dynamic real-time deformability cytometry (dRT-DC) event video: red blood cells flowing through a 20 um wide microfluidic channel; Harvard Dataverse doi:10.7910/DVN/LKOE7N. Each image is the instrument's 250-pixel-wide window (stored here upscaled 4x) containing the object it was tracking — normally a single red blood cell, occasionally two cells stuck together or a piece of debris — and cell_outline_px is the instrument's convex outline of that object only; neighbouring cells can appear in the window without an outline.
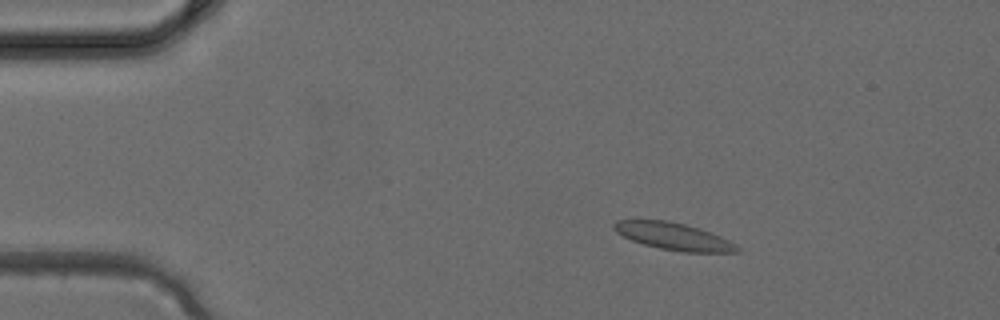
{"species": "common noctule bat (a hibernating species)", "species_latin": "Nyctalus noctula", "temperature_condition": "cold", "stored_images_in_passage": 3, "camera_frame_rate_fps": 3000, "um_per_image_px": 0.085, "animal": {"sex": "female", "body_mass_g": 24.6, "forearm_length_mm": 56.2}, "frame": {"image": 1, "passage_image": 2, "time_ms": 0.333, "image_size_px": [1000, 320], "cell_outline_px": [[740, 252], [684, 252], [660, 248], [644, 244], [632, 240], [616, 232], [612, 228], [612, 224], [616, 220], [668, 220], [700, 228], [720, 236], [736, 244], [740, 248]], "centroid_in_image_um": [57.25, 20.08], "position_along_channel_um": 27.7, "area_um2": 19.42}}